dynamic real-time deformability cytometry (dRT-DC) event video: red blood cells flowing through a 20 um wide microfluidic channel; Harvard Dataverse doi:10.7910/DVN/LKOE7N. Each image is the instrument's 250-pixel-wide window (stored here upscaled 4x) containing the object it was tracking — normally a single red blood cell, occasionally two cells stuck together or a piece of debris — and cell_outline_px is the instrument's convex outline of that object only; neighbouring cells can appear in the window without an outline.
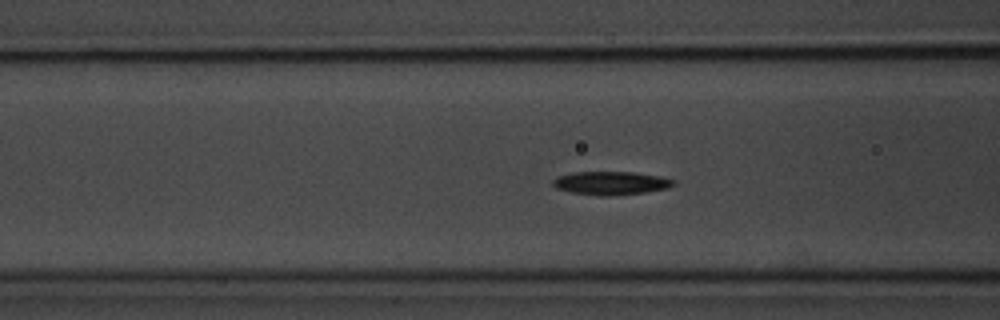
{"species": "common noctule bat (a hibernating species)", "species_latin": "Nyctalus noctula", "temperature_condition": "room temperature", "stored_images_in_passage": 57, "camera_frame_rate_fps": 3000, "um_per_image_px": 0.085, "animal": {"sex": "male", "body_mass_g": 20.1, "forearm_length_mm": 53.5}, "frame": {"image": 1, "passage_image": 21, "time_ms": 6.667, "image_size_px": [1000, 320], "cell_outline_px": [[676, 184], [668, 188], [644, 192], [608, 196], [600, 196], [572, 192], [556, 188], [552, 184], [552, 180], [556, 176], [572, 172], [632, 172], [660, 176], [676, 180]], "centroid_in_image_um": [51.92, 15.55], "position_along_channel_um": 114.7, "area_um2": 16.47}}
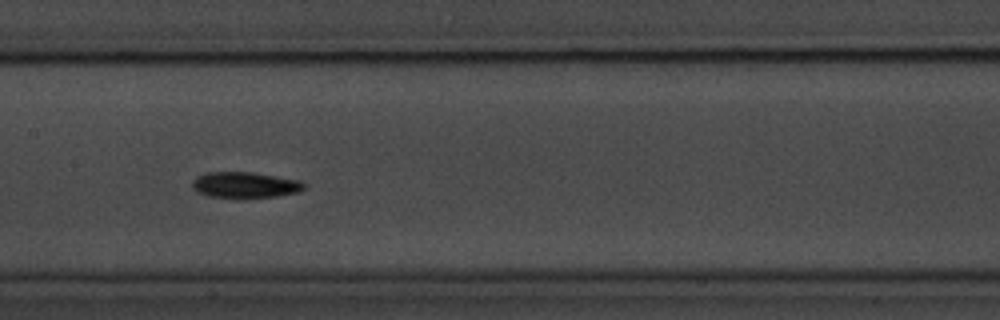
{"frame": {"image": 2, "passage_image": 27, "time_ms": 8.667, "image_size_px": [1000, 320], "cell_outline_px": [[304, 188], [300, 192], [276, 196], [236, 200], [208, 196], [196, 192], [192, 188], [192, 180], [196, 176], [208, 172], [252, 172], [300, 180], [304, 184]], "centroid_in_image_um": [20.78, 15.75], "position_along_channel_um": 186.6, "area_um2": 17.51}}
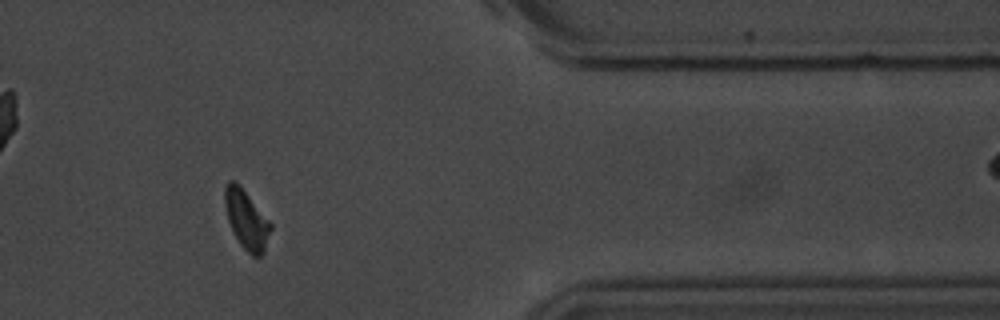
{"frame": {"image": 3, "passage_image": 46, "time_ms": 15.0, "image_size_px": [1000, 320], "cell_outline_px": [[272, 228], [264, 252], [260, 256], [252, 256], [240, 244], [228, 220], [224, 204], [224, 188], [228, 180], [236, 180], [272, 224]], "centroid_in_image_um": [20.94, 18.64], "position_along_channel_um": 390.5, "area_um2": 15.66}, "authors_computed_cell_mechanics": {"area_um2": 15.6638, "velocity_mm_per_s": 3.5886, "shape_relaxation_time_tau1_ms": 1.9197, "shape_relaxation_time_tau2_ms": 2.1838, "deformation_change_tau1": 0.1181, "deformation_change_tau2": 0.0641}}